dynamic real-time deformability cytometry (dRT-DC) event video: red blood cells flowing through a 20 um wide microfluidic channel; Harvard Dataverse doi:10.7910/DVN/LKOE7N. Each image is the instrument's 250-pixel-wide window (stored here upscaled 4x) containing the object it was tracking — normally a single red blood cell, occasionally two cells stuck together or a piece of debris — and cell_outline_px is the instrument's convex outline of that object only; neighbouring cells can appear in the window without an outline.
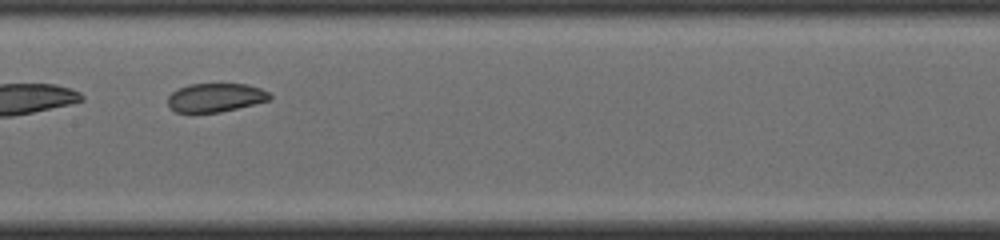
{"species": "common noctule bat (a hibernating species)", "species_latin": "Nyctalus noctula", "temperature_condition": "cold", "stored_images_in_passage": 34, "camera_frame_rate_fps": 3000, "um_per_image_px": 0.085, "animal": {"sex": "male", "body_mass_g": 19.0, "forearm_length_mm": 50.8}, "frame": {"image": 1, "passage_image": 10, "time_ms": 3.0, "image_size_px": [1000, 240], "cell_outline_px": [[272, 100], [220, 112], [176, 112], [168, 104], [168, 96], [172, 92], [188, 84], [248, 84], [260, 88], [268, 92], [272, 96]], "centroid_in_image_um": [18.36, 8.29], "position_along_channel_um": 189.0, "area_um2": 16.99}}